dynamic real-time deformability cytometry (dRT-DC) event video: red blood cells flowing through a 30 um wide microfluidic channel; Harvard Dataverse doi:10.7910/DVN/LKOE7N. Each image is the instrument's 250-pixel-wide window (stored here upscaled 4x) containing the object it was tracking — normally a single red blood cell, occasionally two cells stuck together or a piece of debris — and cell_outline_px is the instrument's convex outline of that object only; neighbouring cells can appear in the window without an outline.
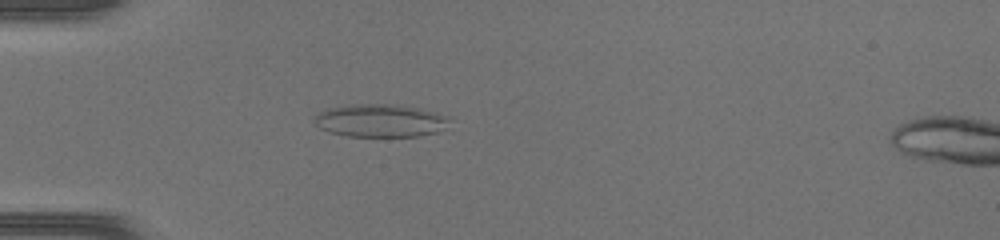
{"species": "common noctule bat (a hibernating species)", "species_latin": "Nyctalus noctula", "temperature_condition": "warm", "stored_images_in_passage": 33, "camera_frame_rate_fps": 3000, "um_per_image_px": 0.085, "animal": {"sex": "female", "body_mass_g": 17.0, "forearm_length_mm": 48.0}, "frame": {"image": 1, "passage_image": 1, "time_ms": 0.0, "image_size_px": [1000, 240], "cell_outline_px": [[448, 120], [444, 128], [436, 132], [416, 136], [348, 136], [328, 132], [320, 128], [312, 120], [312, 116], [316, 112], [328, 108], [352, 104], [388, 104], [420, 108], [436, 112], [448, 116]], "centroid_in_image_um": [32.24, 10.24], "position_along_channel_um": 52.8, "area_um2": 25.95}}
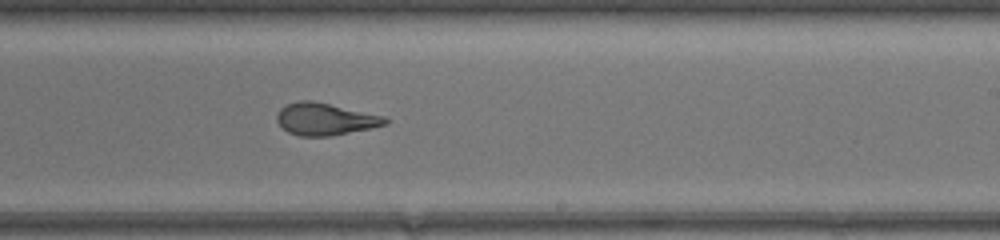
{"frame": {"image": 2, "passage_image": 16, "time_ms": 5.0, "image_size_px": [1000, 240], "cell_outline_px": [[388, 124], [332, 136], [300, 136], [288, 132], [276, 120], [276, 116], [280, 108], [288, 104], [300, 100], [312, 100], [384, 116], [388, 120]], "centroid_in_image_um": [27.62, 10.12], "position_along_channel_um": 261.4, "area_um2": 20.11}}
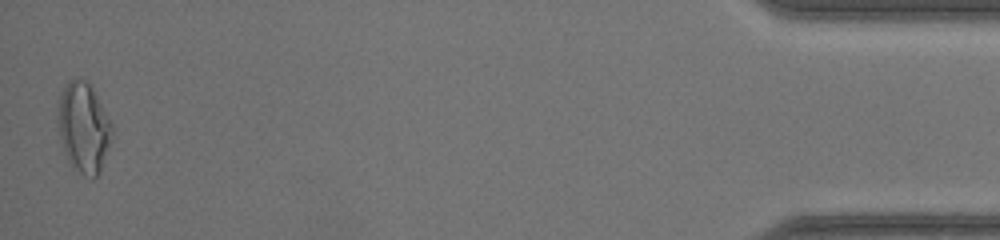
{"frame": {"image": 3, "passage_image": 33, "time_ms": 10.667, "image_size_px": [1000, 240], "cell_outline_px": [[112, 132], [100, 172], [96, 176], [84, 176], [68, 160], [60, 136], [60, 96], [64, 84], [68, 80], [88, 80], [112, 124]], "centroid_in_image_um": [7.13, 10.81], "position_along_channel_um": 428.1, "area_um2": 27.22}}